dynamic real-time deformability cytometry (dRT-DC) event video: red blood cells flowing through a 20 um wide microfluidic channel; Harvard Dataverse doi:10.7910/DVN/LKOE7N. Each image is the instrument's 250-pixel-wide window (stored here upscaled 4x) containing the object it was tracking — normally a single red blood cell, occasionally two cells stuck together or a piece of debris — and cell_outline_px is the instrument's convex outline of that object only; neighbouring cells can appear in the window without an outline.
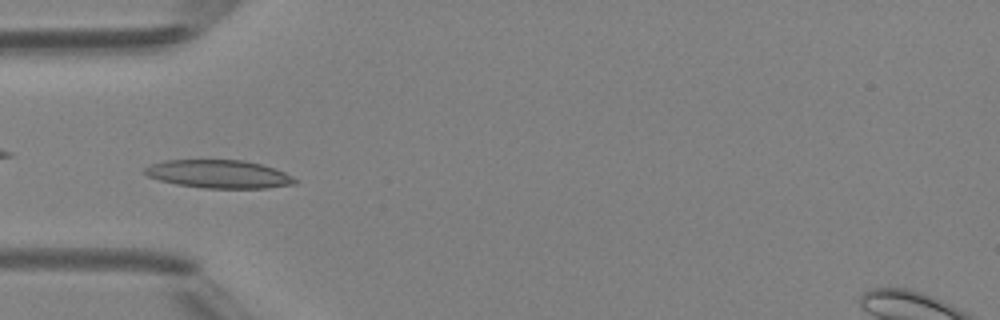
{"species": "Egyptian fruit bat (a non-hibernating species)", "species_latin": "Rousettus aegyptiacus", "temperature_condition": "room temperature", "stored_images_in_passage": 5, "camera_frame_rate_fps": 3000, "um_per_image_px": 0.085, "animal": {"sex": "female"}, "frame": {"image": 1, "passage_image": 4, "time_ms": 3.333, "image_size_px": [1000, 320], "cell_outline_px": [[300, 180], [296, 184], [268, 188], [204, 188], [176, 184], [160, 180], [148, 176], [144, 172], [144, 168], [152, 164], [164, 160], [244, 160], [260, 164], [284, 172]], "centroid_in_image_um": [18.63, 14.8], "position_along_channel_um": 66.4, "area_um2": 24.62}}
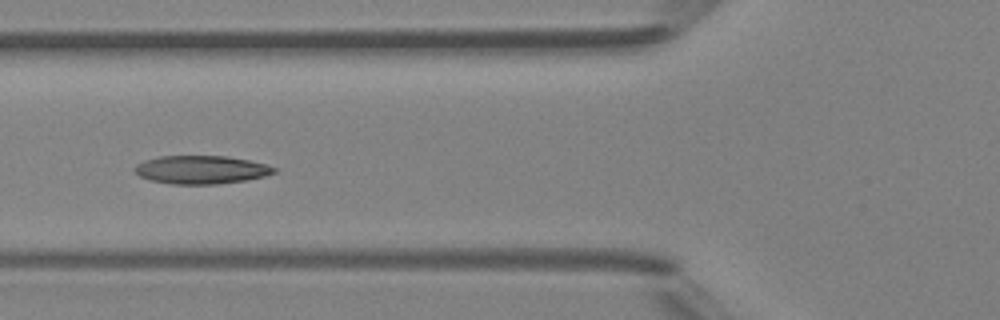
{"frame": {"image": 2, "passage_image": 5, "time_ms": 4.333, "image_size_px": [1000, 320], "cell_outline_px": [[276, 172], [264, 176], [248, 180], [216, 184], [172, 184], [148, 180], [140, 176], [136, 172], [136, 164], [144, 160], [160, 156], [228, 156], [248, 160], [264, 164], [276, 168]], "centroid_in_image_um": [17.09, 14.43], "position_along_channel_um": 108.7, "area_um2": 22.89}}